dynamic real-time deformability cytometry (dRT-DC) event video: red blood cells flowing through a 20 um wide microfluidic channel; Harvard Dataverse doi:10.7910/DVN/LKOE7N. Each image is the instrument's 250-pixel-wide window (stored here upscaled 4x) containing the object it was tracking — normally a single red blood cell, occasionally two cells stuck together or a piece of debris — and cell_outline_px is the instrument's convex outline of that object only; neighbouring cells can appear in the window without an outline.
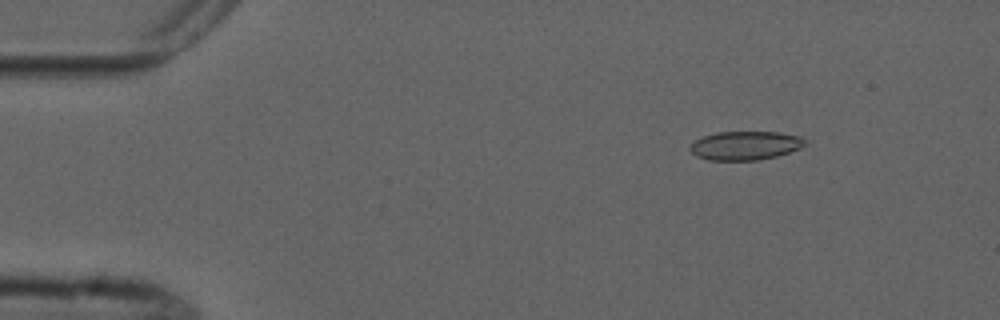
{"species": "common noctule bat (a hibernating species)", "species_latin": "Nyctalus noctula", "temperature_condition": "cold", "stored_images_in_passage": 6, "segment_of_instrument_passage": [2, 2], "camera_frame_rate_fps": 3000, "um_per_image_px": 0.085, "animal": {"sex": "male", "forearm_length_mm": 52.5}, "frame": {"image": 1, "passage_image": 6, "time_ms": 6.667, "image_size_px": [1000, 320], "cell_outline_px": [[804, 144], [800, 148], [776, 156], [760, 160], [708, 160], [696, 156], [688, 148], [696, 140], [704, 136], [716, 132], [780, 132], [800, 136], [804, 140]], "centroid_in_image_um": [63.32, 12.37], "position_along_channel_um": 21.7, "area_um2": 19.13}}